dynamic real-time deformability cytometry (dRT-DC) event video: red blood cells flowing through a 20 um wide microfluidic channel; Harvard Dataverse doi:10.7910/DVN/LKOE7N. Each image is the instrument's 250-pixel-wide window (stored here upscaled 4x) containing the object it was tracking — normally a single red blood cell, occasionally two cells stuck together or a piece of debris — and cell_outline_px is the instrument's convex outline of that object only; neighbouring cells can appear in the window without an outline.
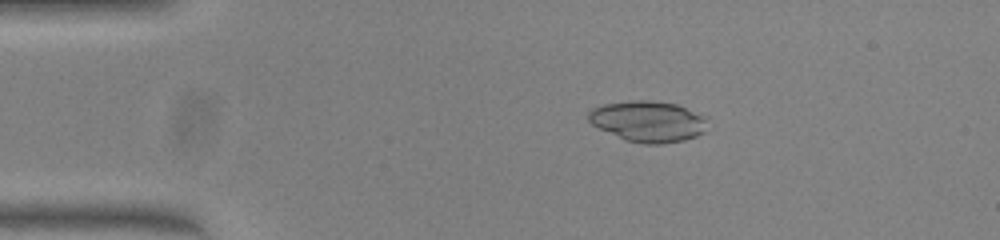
{"species": "common noctule bat (a hibernating species)", "species_latin": "Nyctalus noctula", "temperature_condition": "warm", "stored_images_in_passage": 51, "camera_frame_rate_fps": 3000, "um_per_image_px": 0.085, "animal": {"sex": "female", "body_mass_g": 23.0, "forearm_length_mm": 53.4}, "frame": {"image": 1, "passage_image": 10, "time_ms": 3.0, "image_size_px": [1000, 240], "cell_outline_px": [[704, 132], [696, 136], [684, 140], [660, 144], [644, 144], [624, 140], [592, 124], [588, 120], [588, 112], [592, 108], [604, 104], [636, 100], [648, 100], [676, 104], [704, 116]], "centroid_in_image_um": [55.04, 10.32], "position_along_channel_um": 30.0, "area_um2": 28.03}}
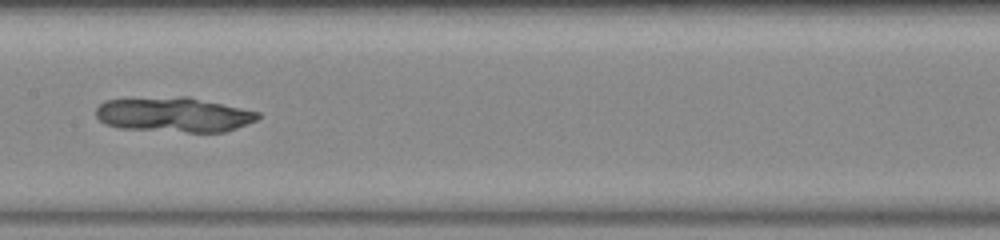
{"frame": {"image": 2, "passage_image": 26, "time_ms": 8.333, "image_size_px": [1000, 240], "cell_outline_px": [[260, 116], [256, 120], [236, 128], [224, 132], [188, 132], [120, 128], [104, 124], [96, 116], [96, 108], [104, 100], [180, 96], [188, 96], [260, 112]], "centroid_in_image_um": [14.77, 9.74], "position_along_channel_um": 192.6, "area_um2": 32.83}}
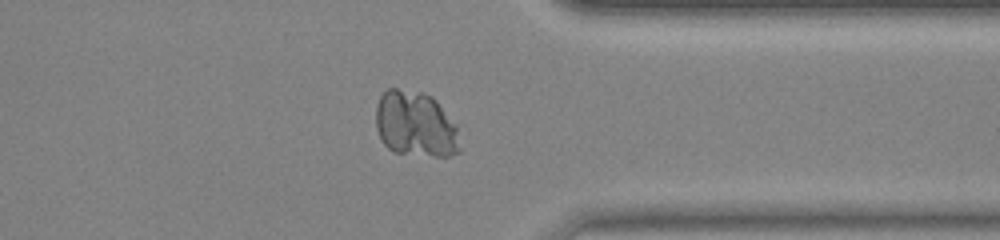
{"frame": {"image": 3, "passage_image": 40, "time_ms": 13.0, "image_size_px": [1000, 240], "cell_outline_px": [[460, 152], [448, 156], [432, 156], [392, 152], [380, 140], [376, 128], [376, 104], [380, 96], [388, 88], [396, 88], [424, 92], [432, 96], [436, 100], [456, 124], [460, 148]], "centroid_in_image_um": [35.3, 10.56], "position_along_channel_um": 376.1, "area_um2": 32.54}}